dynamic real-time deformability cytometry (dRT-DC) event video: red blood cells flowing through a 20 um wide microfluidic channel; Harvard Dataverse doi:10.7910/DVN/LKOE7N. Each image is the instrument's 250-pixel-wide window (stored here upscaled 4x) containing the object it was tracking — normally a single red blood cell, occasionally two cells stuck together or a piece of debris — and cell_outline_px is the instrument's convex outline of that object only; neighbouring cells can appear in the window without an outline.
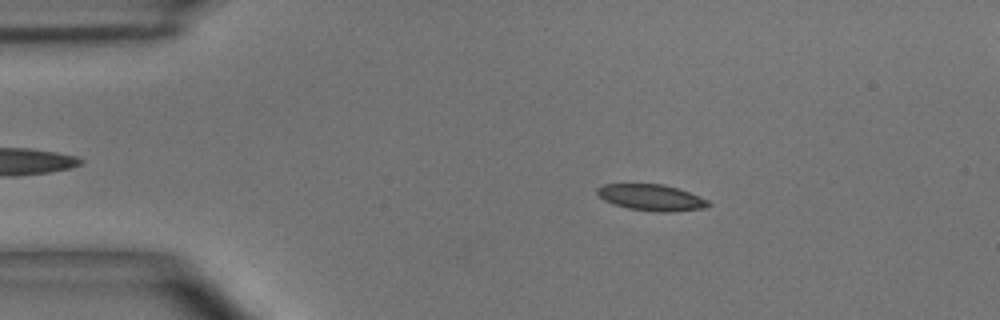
{"species": "common noctule bat (a hibernating species)", "species_latin": "Nyctalus noctula", "temperature_condition": "room temperature", "stored_images_in_passage": 6, "camera_frame_rate_fps": 3000, "um_per_image_px": 0.085, "animal": {"sex": "male", "body_mass_g": 15.6}, "frame": {"image": 1, "passage_image": 1, "time_ms": 0.0, "image_size_px": [1000, 320], "cell_outline_px": [[712, 204], [704, 208], [672, 212], [656, 212], [628, 208], [612, 204], [604, 200], [596, 192], [596, 188], [604, 184], [664, 184], [688, 192], [708, 200]], "centroid_in_image_um": [55.35, 16.79], "position_along_channel_um": 29.7, "area_um2": 16.99}}
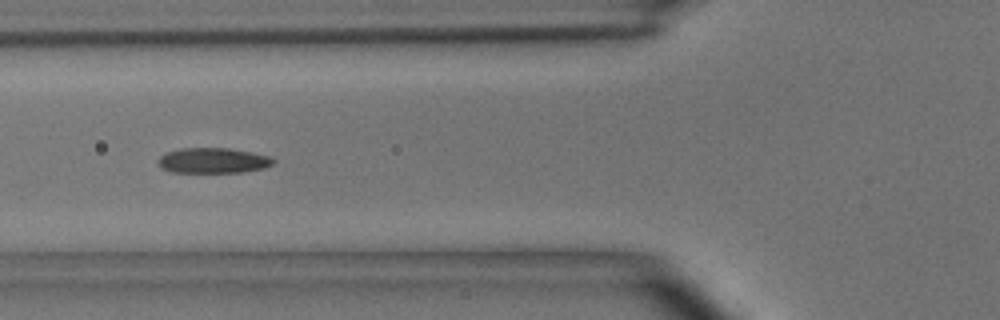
{"frame": {"image": 2, "passage_image": 4, "time_ms": 3.333, "image_size_px": [1000, 320], "cell_outline_px": [[276, 160], [272, 164], [264, 168], [244, 172], [172, 172], [160, 168], [156, 160], [164, 152], [180, 148], [228, 148], [252, 152], [272, 156]], "centroid_in_image_um": [18.09, 13.64], "position_along_channel_um": 107.7, "area_um2": 17.28}}